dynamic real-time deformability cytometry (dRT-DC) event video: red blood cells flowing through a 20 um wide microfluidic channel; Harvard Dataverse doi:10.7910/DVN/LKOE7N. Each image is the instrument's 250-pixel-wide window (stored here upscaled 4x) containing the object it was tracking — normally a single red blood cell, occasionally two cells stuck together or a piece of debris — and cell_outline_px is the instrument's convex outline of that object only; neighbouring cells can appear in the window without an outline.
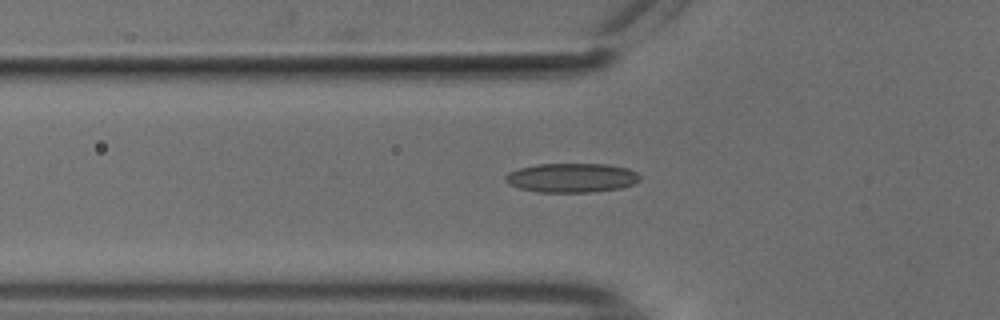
{"species": "common noctule bat (a hibernating species)", "species_latin": "Nyctalus noctula", "temperature_condition": "cold", "stored_images_in_passage": 9, "camera_frame_rate_fps": 3000, "um_per_image_px": 0.085, "animal": {"sex": "male", "body_mass_g": 18.8}, "frame": {"image": 1, "passage_image": 2, "time_ms": 0.333, "image_size_px": [1000, 320], "cell_outline_px": [[640, 180], [632, 184], [620, 188], [592, 192], [540, 192], [520, 188], [508, 184], [504, 180], [504, 176], [508, 172], [520, 168], [536, 164], [608, 164], [628, 168], [636, 172], [640, 176]], "centroid_in_image_um": [48.57, 15.11], "position_along_channel_um": 77.2, "area_um2": 22.95}}
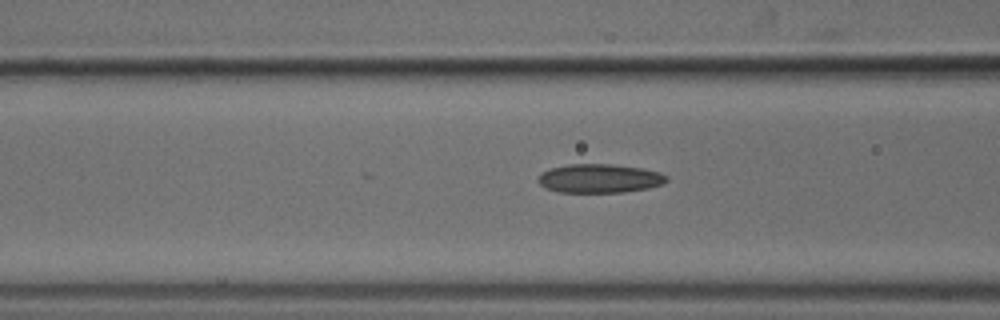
{"frame": {"image": 2, "passage_image": 5, "time_ms": 1.333, "image_size_px": [1000, 320], "cell_outline_px": [[668, 180], [664, 184], [648, 188], [624, 192], [560, 192], [544, 188], [536, 180], [540, 172], [548, 168], [568, 164], [612, 164], [644, 168], [660, 172], [668, 176]], "centroid_in_image_um": [50.94, 15.16], "position_along_channel_um": 115.7, "area_um2": 21.96}}
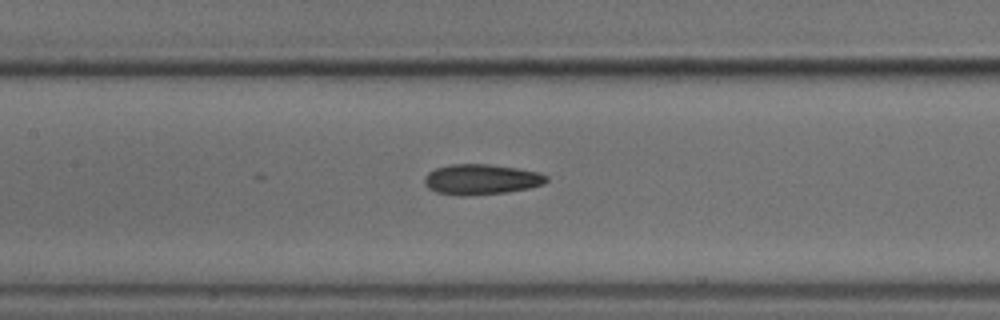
{"frame": {"image": 3, "passage_image": 9, "time_ms": 2.667, "image_size_px": [1000, 320], "cell_outline_px": [[548, 180], [544, 184], [528, 188], [504, 192], [464, 196], [460, 196], [436, 192], [428, 188], [424, 184], [424, 176], [428, 172], [436, 168], [452, 164], [488, 164], [516, 168], [536, 172], [548, 176]], "centroid_in_image_um": [40.86, 15.25], "position_along_channel_um": 166.5, "area_um2": 21.5}}